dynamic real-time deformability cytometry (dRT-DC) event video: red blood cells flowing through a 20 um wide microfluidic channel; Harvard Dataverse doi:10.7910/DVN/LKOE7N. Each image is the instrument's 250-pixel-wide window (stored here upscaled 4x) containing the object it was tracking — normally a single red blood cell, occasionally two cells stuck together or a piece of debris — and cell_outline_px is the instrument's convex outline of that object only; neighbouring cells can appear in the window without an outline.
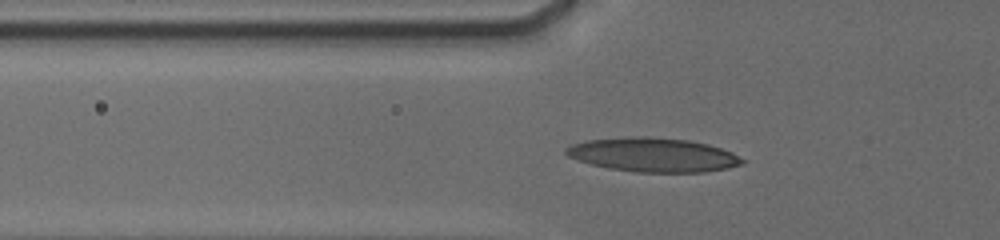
{"species": "human", "species_latin": "Homo sapiens", "temperature_condition": "cold", "stored_images_in_passage": 37, "camera_frame_rate_fps": 3000, "um_per_image_px": 0.085, "donor": {"sex": "male"}, "frame": {"image": 1, "passage_image": 29, "time_ms": 7.0, "image_size_px": [1000, 240], "cell_outline_px": [[744, 164], [704, 172], [636, 172], [608, 168], [576, 160], [568, 156], [564, 152], [564, 148], [572, 144], [588, 140], [632, 136], [648, 136], [688, 140], [708, 144], [732, 152], [744, 160]], "centroid_in_image_um": [55.48, 13.15], "position_along_channel_um": 70.3, "area_um2": 34.91}}
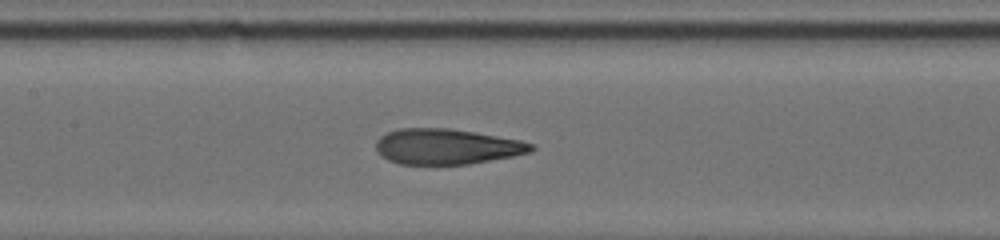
{"frame": {"image": 2, "passage_image": 34, "time_ms": 9.667, "image_size_px": [1000, 240], "cell_outline_px": [[536, 148], [532, 152], [512, 156], [468, 164], [400, 164], [388, 160], [380, 156], [376, 152], [376, 140], [380, 136], [388, 132], [400, 128], [448, 128], [476, 132], [520, 140], [532, 144]], "centroid_in_image_um": [37.94, 12.45], "position_along_channel_um": 169.5, "area_um2": 32.19}}
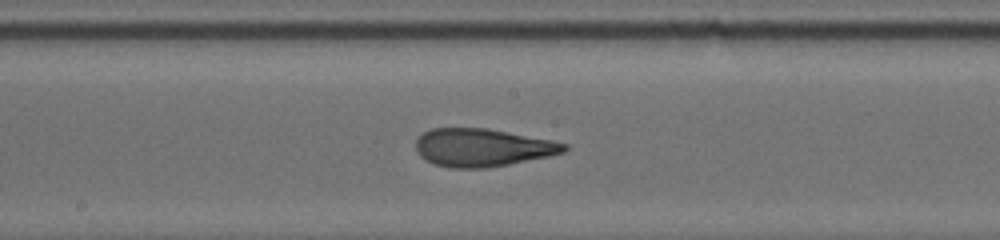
{"frame": {"image": 3, "passage_image": 36, "time_ms": 10.667, "image_size_px": [1000, 240], "cell_outline_px": [[568, 148], [564, 152], [548, 156], [508, 164], [484, 168], [448, 168], [424, 160], [416, 152], [416, 140], [424, 132], [432, 128], [488, 128], [552, 140], [568, 144]], "centroid_in_image_um": [40.99, 12.54], "position_along_channel_um": 207.2, "area_um2": 32.77}}